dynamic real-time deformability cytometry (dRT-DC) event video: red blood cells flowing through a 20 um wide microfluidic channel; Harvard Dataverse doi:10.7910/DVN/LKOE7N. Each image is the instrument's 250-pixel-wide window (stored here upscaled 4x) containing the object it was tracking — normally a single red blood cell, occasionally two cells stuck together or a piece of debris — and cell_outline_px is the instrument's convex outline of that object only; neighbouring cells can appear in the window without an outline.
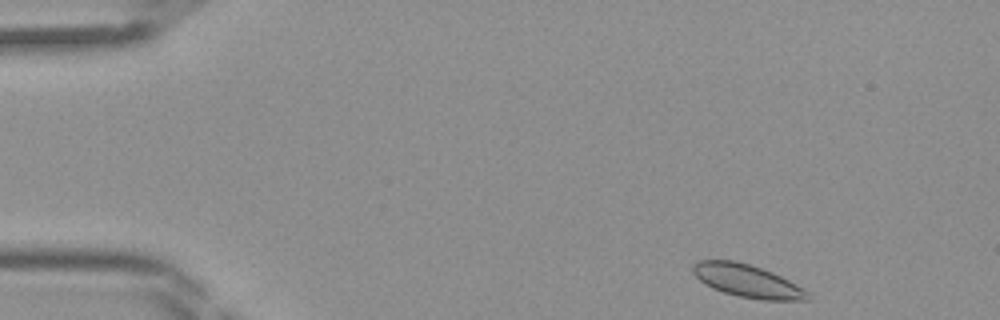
{"species": "Egyptian fruit bat (a non-hibernating species)", "species_latin": "Rousettus aegyptiacus", "temperature_condition": "room temperature", "stored_images_in_passage": 40, "camera_frame_rate_fps": 3000, "um_per_image_px": 0.085, "frame": {"image": 1, "passage_image": 1, "time_ms": 0.0, "image_size_px": [1000, 320], "cell_outline_px": [[808, 300], [764, 300], [736, 296], [712, 288], [704, 284], [692, 272], [692, 264], [700, 260], [732, 260], [748, 264], [772, 272], [796, 284], [808, 292]], "centroid_in_image_um": [63.47, 23.88], "position_along_channel_um": 21.5, "area_um2": 21.73}}
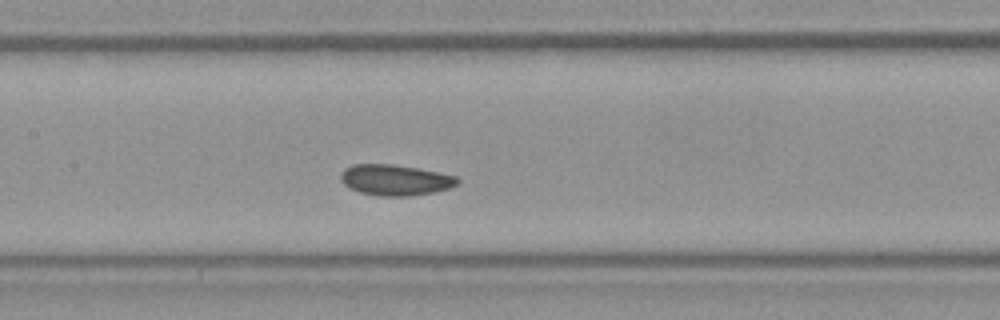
{"frame": {"image": 2, "passage_image": 17, "time_ms": 5.333, "image_size_px": [1000, 320], "cell_outline_px": [[460, 180], [456, 184], [448, 188], [432, 192], [408, 196], [380, 196], [360, 192], [348, 188], [340, 180], [340, 176], [344, 168], [352, 164], [392, 164], [416, 168], [456, 176]], "centroid_in_image_um": [33.53, 15.29], "position_along_channel_um": 173.9, "area_um2": 20.81}}
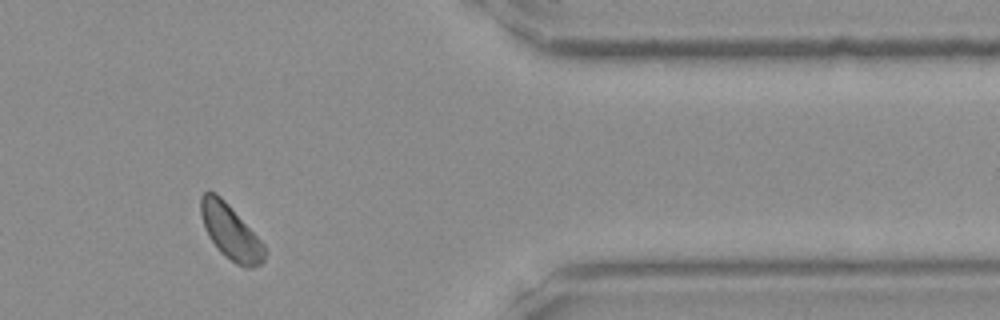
{"frame": {"image": 3, "passage_image": 33, "time_ms": 10.667, "image_size_px": [1000, 320], "cell_outline_px": [[264, 260], [260, 264], [252, 268], [244, 268], [236, 264], [224, 256], [220, 252], [208, 236], [204, 228], [200, 216], [200, 196], [204, 192], [216, 192], [228, 204], [264, 244]], "centroid_in_image_um": [19.56, 19.72], "position_along_channel_um": 391.8, "area_um2": 20.29}}